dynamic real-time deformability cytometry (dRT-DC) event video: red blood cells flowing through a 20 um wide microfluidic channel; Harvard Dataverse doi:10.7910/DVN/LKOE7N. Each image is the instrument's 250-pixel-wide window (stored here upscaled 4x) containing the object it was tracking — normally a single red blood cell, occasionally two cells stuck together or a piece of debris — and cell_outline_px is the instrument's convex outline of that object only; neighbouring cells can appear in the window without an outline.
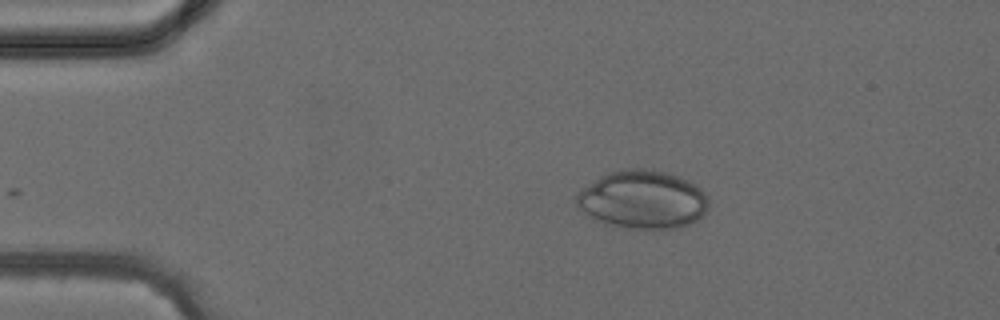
{"species": "common noctule bat (a hibernating species)", "species_latin": "Nyctalus noctula", "temperature_condition": "cold", "stored_images_in_passage": 2, "camera_frame_rate_fps": 3000, "um_per_image_px": 0.085, "animal": {"sex": "female", "body_mass_g": 24.6, "forearm_length_mm": 56.2}, "frame": {"image": 1, "passage_image": 2, "time_ms": 1.333, "image_size_px": [1000, 320], "cell_outline_px": [[708, 208], [704, 216], [692, 224], [680, 228], [652, 232], [604, 224], [596, 220], [584, 212], [576, 204], [576, 196], [584, 188], [600, 176], [608, 172], [620, 168], [644, 168], [668, 172], [680, 176], [696, 184], [708, 196]], "centroid_in_image_um": [54.69, 17.0], "position_along_channel_um": 30.3, "area_um2": 46.07}}